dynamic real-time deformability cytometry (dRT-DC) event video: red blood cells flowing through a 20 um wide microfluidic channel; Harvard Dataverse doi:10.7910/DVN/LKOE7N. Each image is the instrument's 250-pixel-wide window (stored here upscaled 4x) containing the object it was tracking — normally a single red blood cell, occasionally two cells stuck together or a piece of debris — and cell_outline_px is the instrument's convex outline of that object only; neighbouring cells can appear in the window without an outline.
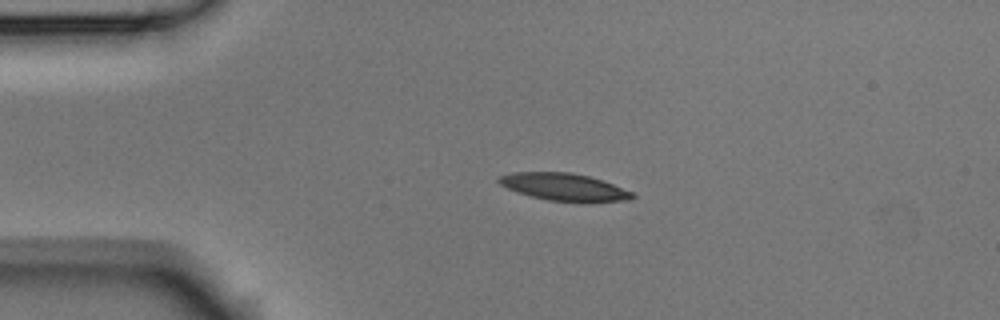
{"species": "Egyptian fruit bat (a non-hibernating species)", "species_latin": "Rousettus aegyptiacus", "temperature_condition": "room temperature", "stored_images_in_passage": 4, "camera_frame_rate_fps": 3000, "um_per_image_px": 0.085, "animal": {"sex": "male"}, "frame": {"image": 1, "passage_image": 3, "time_ms": 0.667, "image_size_px": [1000, 320], "cell_outline_px": [[636, 196], [632, 200], [580, 204], [548, 200], [532, 196], [508, 188], [500, 184], [496, 180], [500, 176], [512, 172], [568, 172], [588, 176], [604, 180], [632, 192]], "centroid_in_image_um": [48.03, 15.92], "position_along_channel_um": 37.0, "area_um2": 21.73}}